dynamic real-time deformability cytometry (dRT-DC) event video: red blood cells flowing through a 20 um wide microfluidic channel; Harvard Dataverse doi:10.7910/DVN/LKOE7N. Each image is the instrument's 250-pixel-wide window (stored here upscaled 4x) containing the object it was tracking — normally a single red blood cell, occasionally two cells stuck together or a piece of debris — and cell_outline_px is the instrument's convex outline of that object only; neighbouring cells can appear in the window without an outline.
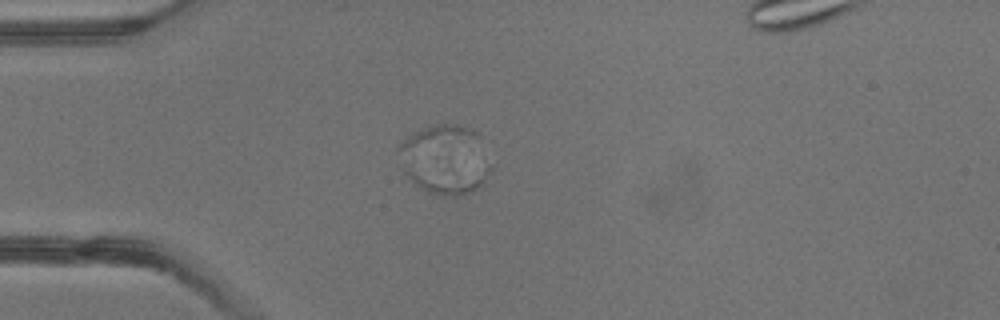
{"species": "common noctule bat (a hibernating species)", "species_latin": "Nyctalus noctula", "temperature_condition": "warm", "stored_images_in_passage": 4, "camera_frame_rate_fps": 3000, "um_per_image_px": 0.085, "animal": {"sex": "male", "body_mass_g": 13.3}, "frame": {"image": 1, "passage_image": 3, "time_ms": 3.333, "image_size_px": [1000, 320], "cell_outline_px": [[492, 168], [484, 184], [472, 192], [456, 196], [444, 196], [428, 192], [416, 184], [404, 172], [492, 164]], "centroid_in_image_um": [38.38, 15.26], "position_along_channel_um": 46.6, "area_um2": 13.24}}